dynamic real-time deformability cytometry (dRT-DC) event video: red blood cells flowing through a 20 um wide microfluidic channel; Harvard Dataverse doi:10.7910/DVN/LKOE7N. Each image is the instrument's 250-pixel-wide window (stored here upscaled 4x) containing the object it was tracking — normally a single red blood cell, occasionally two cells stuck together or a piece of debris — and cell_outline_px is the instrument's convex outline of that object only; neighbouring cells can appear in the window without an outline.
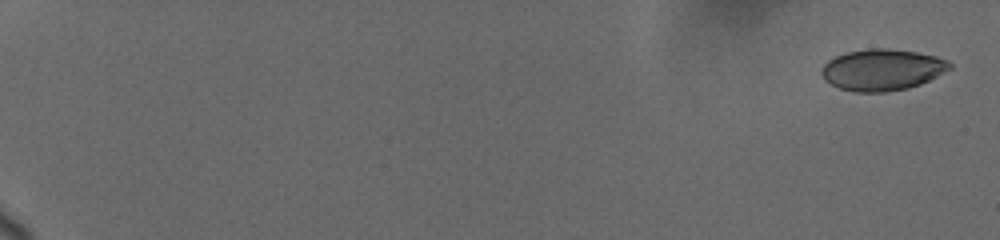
{"species": "human", "species_latin": "Homo sapiens", "temperature_condition": "cold", "stored_images_in_passage": 44, "camera_frame_rate_fps": 3000, "um_per_image_px": 0.085, "donor": {"sex": "female"}, "frame": {"image": 1, "passage_image": 1, "time_ms": 0.0, "image_size_px": [1000, 240], "cell_outline_px": [[952, 68], [920, 84], [908, 88], [884, 92], [856, 92], [840, 88], [824, 80], [820, 72], [824, 64], [828, 60], [836, 56], [848, 52], [868, 48], [888, 48], [916, 52], [936, 56], [948, 60], [952, 64]], "centroid_in_image_um": [74.98, 5.92], "position_along_channel_um": 10.0, "area_um2": 30.87}}
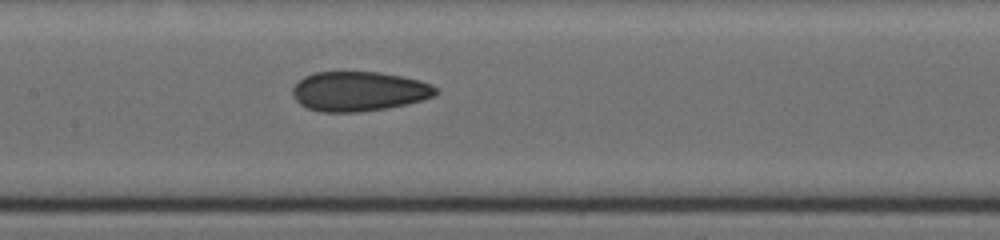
{"frame": {"image": 2, "passage_image": 23, "time_ms": 10.333, "image_size_px": [1000, 240], "cell_outline_px": [[440, 92], [436, 96], [408, 104], [388, 108], [360, 112], [320, 112], [308, 108], [300, 104], [292, 96], [292, 88], [304, 76], [316, 72], [380, 72], [420, 80], [432, 84]], "centroid_in_image_um": [30.54, 7.77], "position_along_channel_um": 176.9, "area_um2": 33.35}}
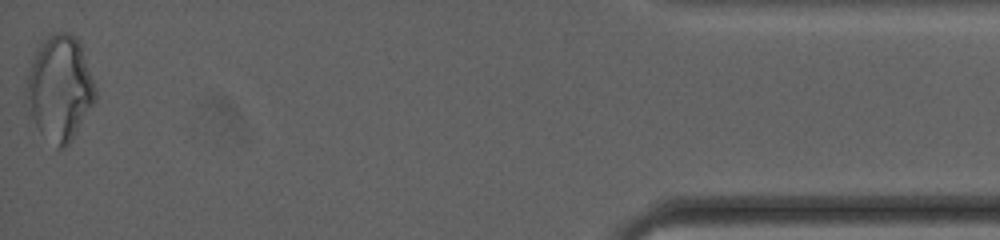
{"frame": {"image": 3, "passage_image": 44, "time_ms": 19.0, "image_size_px": [1000, 240], "cell_outline_px": [[96, 100], [72, 140], [64, 148], [56, 148], [40, 132], [28, 116], [24, 96], [24, 88], [36, 52], [40, 44], [52, 32], [68, 32], [76, 36], [80, 44], [96, 88]], "centroid_in_image_um": [5.05, 7.54], "position_along_channel_um": 430.1, "area_um2": 42.48}, "authors_computed_cell_mechanics": {"area_um2": 32.6281, "velocity_mm_per_s": 3.704, "shape_relaxation_time_tau1_ms": null, "shape_relaxation_time_tau2_ms": 1.9498, "deformation_change_tau1": null, "deformation_change_tau2": 0.0678}}